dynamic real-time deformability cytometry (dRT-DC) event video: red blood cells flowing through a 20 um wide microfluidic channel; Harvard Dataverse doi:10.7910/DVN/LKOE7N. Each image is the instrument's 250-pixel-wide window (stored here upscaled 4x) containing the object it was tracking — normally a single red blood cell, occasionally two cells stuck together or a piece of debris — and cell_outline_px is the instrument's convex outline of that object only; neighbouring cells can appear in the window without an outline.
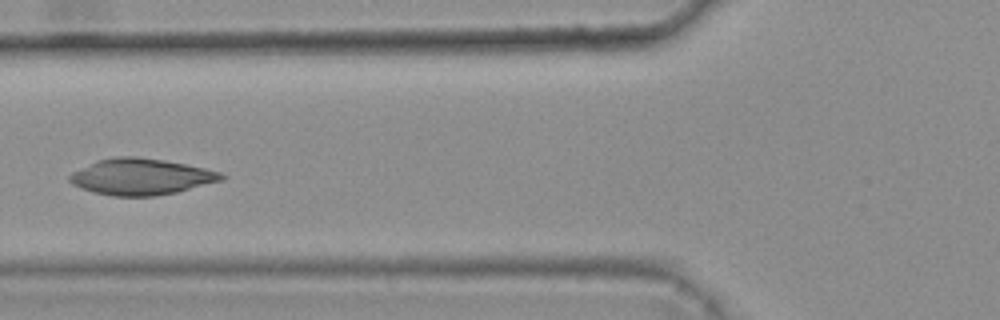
{"species": "common noctule bat (a hibernating species)", "species_latin": "Nyctalus noctula", "temperature_condition": "warm", "stored_images_in_passage": 5, "camera_frame_rate_fps": 3000, "um_per_image_px": 0.085, "animal": {"sex": "female", "body_mass_g": 25.1}, "frame": {"image": 1, "passage_image": 5, "time_ms": 1.333, "image_size_px": [1000, 320], "cell_outline_px": [[228, 176], [224, 180], [176, 192], [156, 196], [112, 196], [92, 192], [80, 188], [72, 184], [68, 180], [68, 176], [72, 172], [96, 160], [116, 156], [136, 156], [164, 160], [204, 168], [220, 172]], "centroid_in_image_um": [11.97, 15.02], "position_along_channel_um": 113.8, "area_um2": 32.25}}